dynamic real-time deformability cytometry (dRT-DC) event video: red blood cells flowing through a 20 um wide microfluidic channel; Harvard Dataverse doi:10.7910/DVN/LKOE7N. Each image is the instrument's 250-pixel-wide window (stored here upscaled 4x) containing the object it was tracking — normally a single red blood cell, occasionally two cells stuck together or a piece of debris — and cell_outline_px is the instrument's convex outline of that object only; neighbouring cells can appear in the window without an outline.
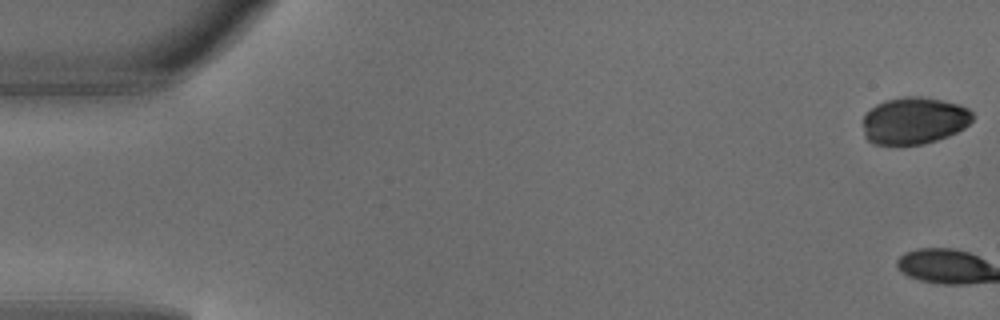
{"species": "common noctule bat (a hibernating species)", "species_latin": "Nyctalus noctula", "temperature_condition": "warm", "stored_images_in_passage": 5, "camera_frame_rate_fps": 3000, "um_per_image_px": 0.085, "animal": {"sex": "male", "body_mass_g": 18.8}, "frame": {"image": 1, "passage_image": 1, "time_ms": 0.0, "image_size_px": [1000, 320], "cell_outline_px": [[972, 120], [964, 128], [948, 136], [936, 140], [920, 144], [872, 144], [864, 136], [864, 116], [876, 104], [884, 100], [904, 96], [924, 96], [960, 104], [968, 108], [972, 112]], "centroid_in_image_um": [77.71, 10.23], "position_along_channel_um": 7.3, "area_um2": 30.06}}